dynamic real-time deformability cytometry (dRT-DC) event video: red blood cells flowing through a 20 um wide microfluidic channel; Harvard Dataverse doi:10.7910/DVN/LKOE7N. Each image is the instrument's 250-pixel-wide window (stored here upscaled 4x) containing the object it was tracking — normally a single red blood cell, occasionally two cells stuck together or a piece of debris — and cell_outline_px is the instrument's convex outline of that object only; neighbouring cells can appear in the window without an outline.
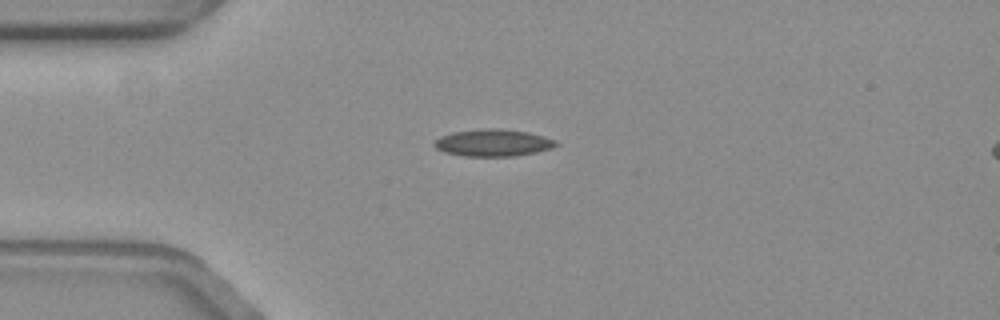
{"species": "common noctule bat (a hibernating species)", "species_latin": "Nyctalus noctula", "temperature_condition": "warm", "stored_images_in_passage": 32, "camera_frame_rate_fps": 3000, "um_per_image_px": 0.085, "animal": {"sex": "female", "body_mass_g": 19.3, "forearm_length_mm": 54.1}, "frame": {"image": 1, "passage_image": 1, "time_ms": 0.0, "image_size_px": [1000, 320], "cell_outline_px": [[560, 144], [552, 148], [536, 152], [512, 156], [464, 156], [444, 152], [436, 148], [432, 144], [440, 136], [452, 132], [484, 128], [496, 128], [528, 132], [556, 140]], "centroid_in_image_um": [41.9, 12.13], "position_along_channel_um": 43.1, "area_um2": 19.19}}
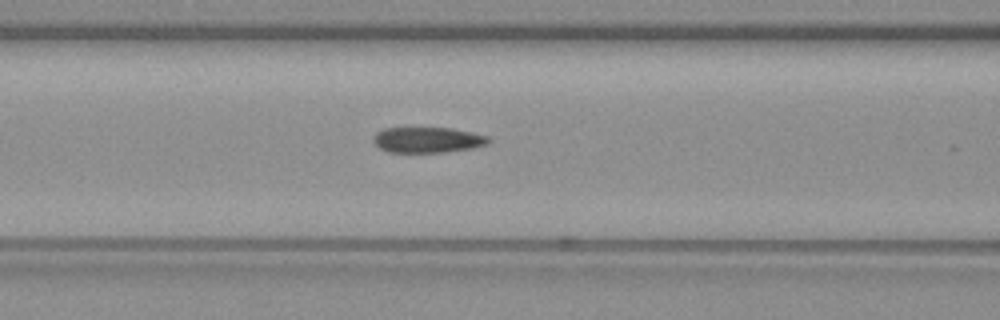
{"frame": {"image": 2, "passage_image": 10, "time_ms": 3.0, "image_size_px": [1000, 320], "cell_outline_px": [[492, 140], [488, 144], [472, 148], [444, 152], [388, 152], [380, 148], [372, 140], [372, 136], [376, 132], [384, 128], [452, 128], [472, 132], [488, 136]], "centroid_in_image_um": [36.35, 11.88], "position_along_channel_um": 130.3, "area_um2": 17.28}}
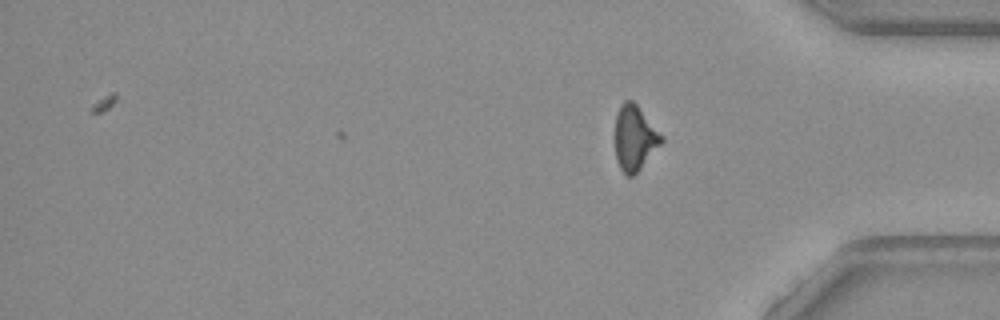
{"frame": {"image": 3, "passage_image": 32, "time_ms": 10.333, "image_size_px": [1000, 320], "cell_outline_px": [[664, 140], [640, 168], [632, 176], [628, 176], [620, 168], [616, 160], [616, 112], [620, 104], [624, 100], [632, 100], [636, 104], [664, 136]], "centroid_in_image_um": [53.95, 11.69], "position_along_channel_um": 381.3, "area_um2": 17.34}, "authors_computed_cell_mechanics": {"area_um2": 17.8024, "velocity_mm_per_s": 3.5753, "shape_relaxation_time_tau1_ms": 6.6439, "shape_relaxation_time_tau2_ms": 2.9908, "deformation_change_tau1": 0.1736, "deformation_change_tau2": 0.0993}}